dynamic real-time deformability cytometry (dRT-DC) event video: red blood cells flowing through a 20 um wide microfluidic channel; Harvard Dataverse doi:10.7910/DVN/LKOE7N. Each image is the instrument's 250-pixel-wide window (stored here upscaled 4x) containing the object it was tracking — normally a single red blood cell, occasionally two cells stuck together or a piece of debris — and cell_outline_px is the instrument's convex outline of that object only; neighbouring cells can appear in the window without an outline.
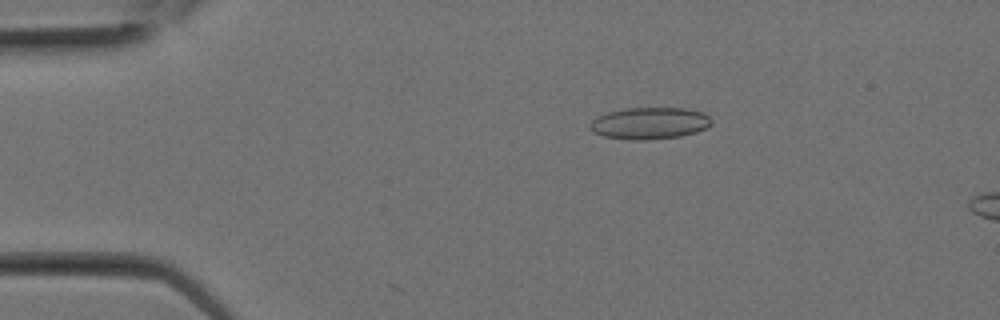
{"species": "Egyptian fruit bat (a non-hibernating species)", "species_latin": "Rousettus aegyptiacus", "temperature_condition": "room temperature", "stored_images_in_passage": 3, "camera_frame_rate_fps": 3000, "um_per_image_px": 0.085, "animal": {"sex": "female"}, "frame": {"image": 1, "passage_image": 2, "time_ms": 0.333, "image_size_px": [1000, 320], "cell_outline_px": [[712, 124], [696, 132], [680, 136], [644, 140], [632, 140], [604, 136], [592, 132], [588, 124], [596, 116], [608, 112], [628, 108], [684, 108], [704, 112], [712, 120]], "centroid_in_image_um": [55.2, 10.47], "position_along_channel_um": 29.8, "area_um2": 22.54}}